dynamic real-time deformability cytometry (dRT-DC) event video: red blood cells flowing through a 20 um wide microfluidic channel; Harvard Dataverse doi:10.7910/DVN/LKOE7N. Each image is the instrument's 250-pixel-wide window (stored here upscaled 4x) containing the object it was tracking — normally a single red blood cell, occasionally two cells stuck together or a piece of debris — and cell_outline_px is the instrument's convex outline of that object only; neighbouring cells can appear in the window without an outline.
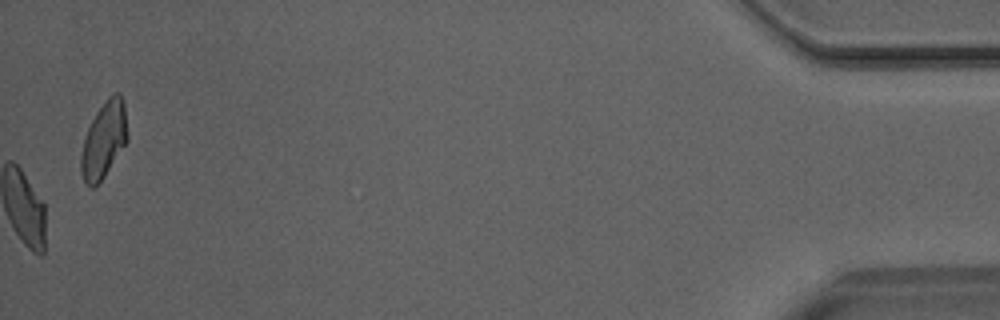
{"species": "Egyptian fruit bat (a non-hibernating species)", "species_latin": "Rousettus aegyptiacus", "temperature_condition": "room temperature", "stored_images_in_passage": 48, "camera_frame_rate_fps": 3000, "um_per_image_px": 0.085, "animal": {"sex": "male"}, "frame": {"image": 1, "passage_image": 48, "time_ms": 15.667, "image_size_px": [1000, 320], "cell_outline_px": [[128, 140], [104, 176], [92, 188], [84, 184], [80, 172], [80, 156], [84, 140], [88, 128], [96, 112], [108, 96], [116, 92], [120, 92], [124, 104], [128, 136]], "centroid_in_image_um": [8.82, 11.89], "position_along_channel_um": 426.4, "area_um2": 20.58}}